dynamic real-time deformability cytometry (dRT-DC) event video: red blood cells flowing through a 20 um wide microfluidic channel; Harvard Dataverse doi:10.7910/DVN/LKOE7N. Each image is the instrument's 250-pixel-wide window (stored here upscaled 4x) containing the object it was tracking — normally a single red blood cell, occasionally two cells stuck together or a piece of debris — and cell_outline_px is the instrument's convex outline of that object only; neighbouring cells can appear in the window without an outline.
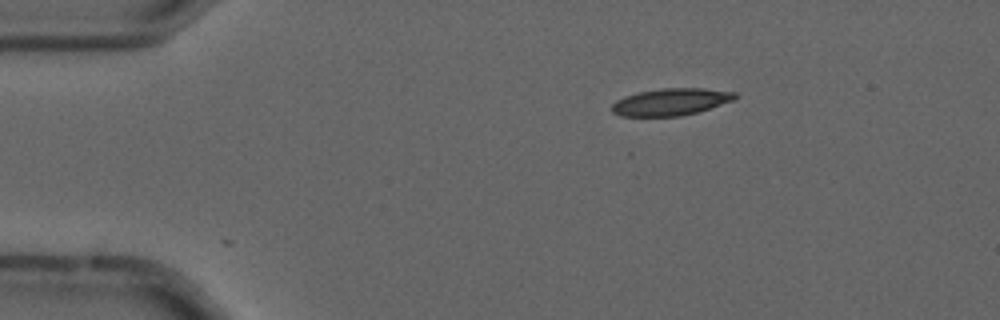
{"species": "common noctule bat (a hibernating species)", "species_latin": "Nyctalus noctula", "temperature_condition": "cold", "stored_images_in_passage": 2, "camera_frame_rate_fps": 3000, "um_per_image_px": 0.085, "animal": {"sex": "male", "forearm_length_mm": 52.5}, "frame": {"image": 1, "passage_image": 2, "time_ms": 0.333, "image_size_px": [1000, 320], "cell_outline_px": [[740, 96], [732, 100], [696, 112], [680, 116], [620, 116], [612, 112], [612, 104], [616, 100], [624, 96], [640, 92], [660, 88], [704, 88], [736, 92]], "centroid_in_image_um": [57.0, 8.65], "position_along_channel_um": 28.0, "area_um2": 19.31}}